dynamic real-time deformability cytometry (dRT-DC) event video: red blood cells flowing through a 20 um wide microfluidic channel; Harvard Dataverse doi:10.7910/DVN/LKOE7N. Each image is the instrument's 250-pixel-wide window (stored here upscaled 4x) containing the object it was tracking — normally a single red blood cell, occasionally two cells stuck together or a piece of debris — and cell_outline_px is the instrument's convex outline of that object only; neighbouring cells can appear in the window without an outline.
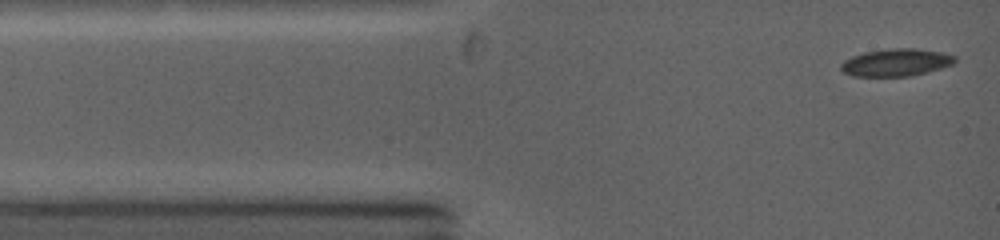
{"species": "common noctule bat (a hibernating species)", "species_latin": "Nyctalus noctula", "temperature_condition": "warm", "stored_images_in_passage": 28, "camera_frame_rate_fps": 5000, "um_per_image_px": 0.085, "animal": {"sex": "female", "body_mass_g": 19.0, "forearm_length_mm": 53.3}, "frame": {"image": 1, "passage_image": 1, "time_ms": 0.0, "image_size_px": [1000, 240], "cell_outline_px": [[956, 60], [952, 64], [924, 72], [908, 76], [856, 76], [844, 72], [840, 68], [840, 64], [844, 60], [852, 56], [864, 52], [896, 48], [916, 48], [940, 52], [956, 56]], "centroid_in_image_um": [76.14, 5.3], "position_along_channel_um": 8.9, "area_um2": 17.86}}
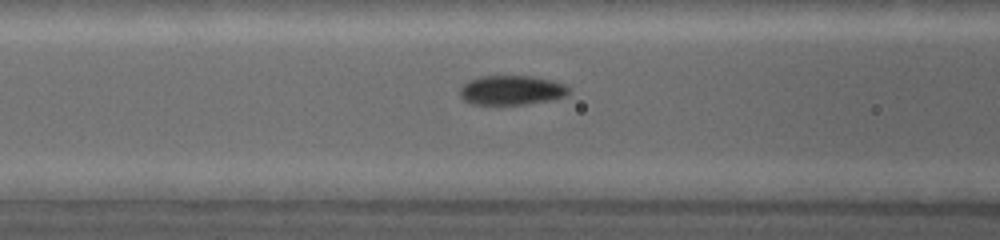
{"frame": {"image": 2, "passage_image": 14, "time_ms": 3.8, "image_size_px": [1000, 240], "cell_outline_px": [[568, 92], [564, 96], [524, 104], [476, 104], [464, 100], [460, 92], [460, 88], [464, 84], [472, 80], [484, 76], [528, 76], [548, 80], [560, 84], [568, 88]], "centroid_in_image_um": [43.41, 7.66], "position_along_channel_um": 123.2, "area_um2": 17.8}}
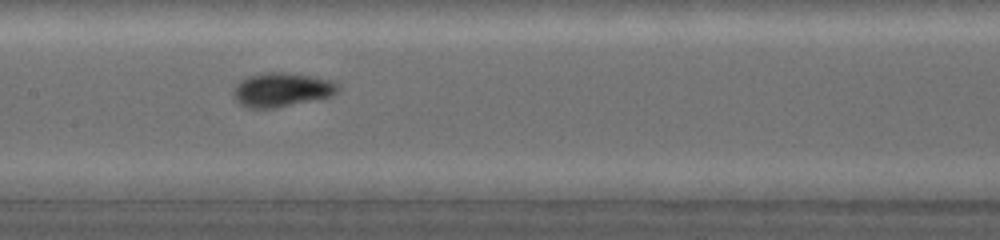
{"frame": {"image": 3, "passage_image": 20, "time_ms": 5.2, "image_size_px": [1000, 240], "cell_outline_px": [[336, 92], [328, 96], [272, 108], [248, 108], [240, 104], [236, 100], [236, 88], [244, 80], [252, 76], [268, 72], [280, 72], [304, 76], [324, 80], [332, 84], [336, 88]], "centroid_in_image_um": [23.86, 7.65], "position_along_channel_um": 183.5, "area_um2": 19.02}}